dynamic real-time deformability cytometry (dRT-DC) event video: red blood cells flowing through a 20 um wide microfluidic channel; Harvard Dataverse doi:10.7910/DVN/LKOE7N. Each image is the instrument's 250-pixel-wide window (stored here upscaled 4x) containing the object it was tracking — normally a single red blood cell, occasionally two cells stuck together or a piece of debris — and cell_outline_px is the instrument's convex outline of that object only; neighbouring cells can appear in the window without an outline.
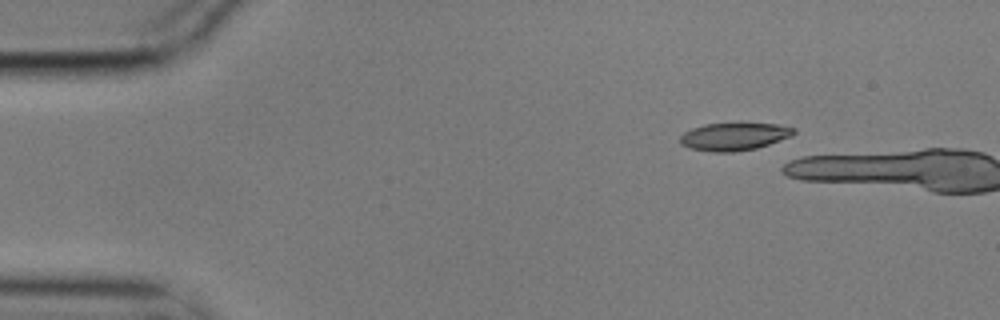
{"species": "common noctule bat (a hibernating species)", "species_latin": "Nyctalus noctula", "temperature_condition": "cold", "stored_images_in_passage": 4, "camera_frame_rate_fps": 3000, "um_per_image_px": 0.085, "animal": {"sex": "male", "body_mass_g": 17.9}, "frame": {"image": 1, "passage_image": 1, "time_ms": 0.0, "image_size_px": [1000, 320], "cell_outline_px": [[796, 132], [792, 136], [756, 148], [732, 152], [712, 152], [688, 148], [680, 144], [680, 136], [684, 132], [692, 128], [704, 124], [776, 124], [796, 128]], "centroid_in_image_um": [62.38, 11.61], "position_along_channel_um": 22.6, "area_um2": 18.21}}